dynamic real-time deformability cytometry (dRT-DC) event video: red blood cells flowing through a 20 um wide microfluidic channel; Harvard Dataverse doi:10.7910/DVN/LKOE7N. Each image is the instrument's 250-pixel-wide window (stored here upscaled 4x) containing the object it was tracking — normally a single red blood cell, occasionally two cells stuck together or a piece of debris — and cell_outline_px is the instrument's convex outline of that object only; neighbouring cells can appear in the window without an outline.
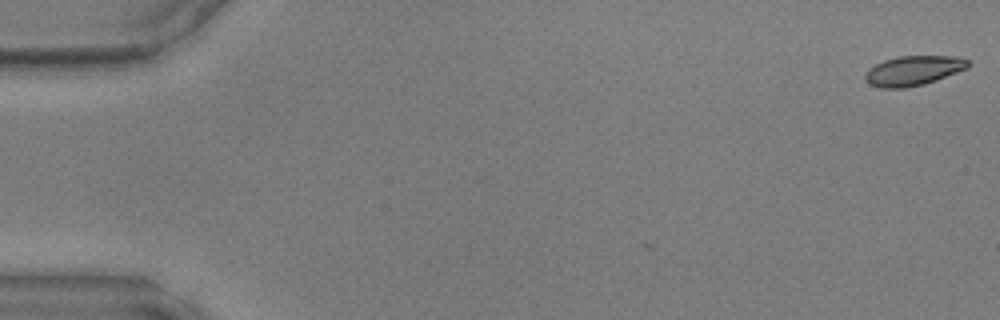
{"species": "common noctule bat (a hibernating species)", "species_latin": "Nyctalus noctula", "temperature_condition": "warm", "stored_images_in_passage": 3, "camera_frame_rate_fps": 3000, "um_per_image_px": 0.085, "animal": {"sex": "male", "body_mass_g": 17.9, "forearm_length_mm": 54.2}, "frame": {"image": 1, "passage_image": 1, "time_ms": 0.0, "image_size_px": [1000, 320], "cell_outline_px": [[972, 64], [968, 68], [936, 80], [924, 84], [904, 88], [880, 88], [868, 84], [864, 76], [876, 64], [884, 60], [900, 56], [956, 56], [968, 60]], "centroid_in_image_um": [77.67, 6.0], "position_along_channel_um": 7.3, "area_um2": 17.74}}